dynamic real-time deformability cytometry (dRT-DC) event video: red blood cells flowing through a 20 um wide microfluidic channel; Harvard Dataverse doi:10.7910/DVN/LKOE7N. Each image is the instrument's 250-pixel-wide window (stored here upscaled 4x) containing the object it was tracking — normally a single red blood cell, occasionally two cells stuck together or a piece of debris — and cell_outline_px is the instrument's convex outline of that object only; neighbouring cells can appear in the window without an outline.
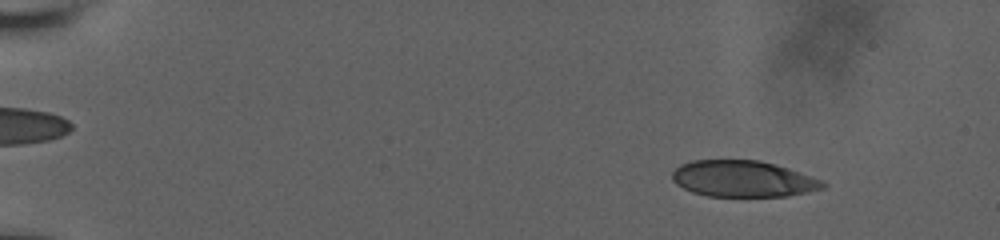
{"species": "human", "species_latin": "Homo sapiens", "temperature_condition": "room temperature", "stored_images_in_passage": 15, "camera_frame_rate_fps": 3000, "um_per_image_px": 0.085, "donor": {"sex": "male"}, "frame": {"image": 1, "passage_image": 3, "time_ms": 0.667, "image_size_px": [1000, 240], "cell_outline_px": [[828, 184], [824, 188], [808, 192], [788, 196], [708, 196], [692, 192], [676, 184], [672, 180], [672, 172], [680, 164], [692, 160], [760, 160], [776, 164], [824, 180]], "centroid_in_image_um": [63.18, 15.19], "position_along_channel_um": 21.8, "area_um2": 32.08}}
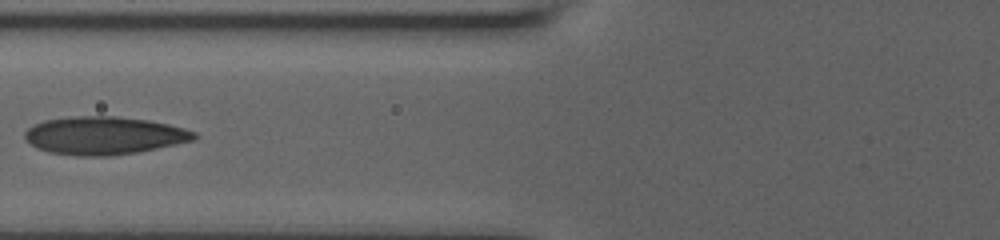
{"frame": {"image": 2, "passage_image": 12, "time_ms": 3.667, "image_size_px": [1000, 240], "cell_outline_px": [[196, 136], [192, 140], [156, 148], [136, 152], [108, 156], [80, 156], [48, 152], [36, 148], [24, 136], [24, 132], [32, 124], [44, 120], [72, 116], [116, 116], [148, 120], [168, 124], [184, 128], [196, 132]], "centroid_in_image_um": [8.8, 11.51], "position_along_channel_um": 117.0, "area_um2": 37.28}}
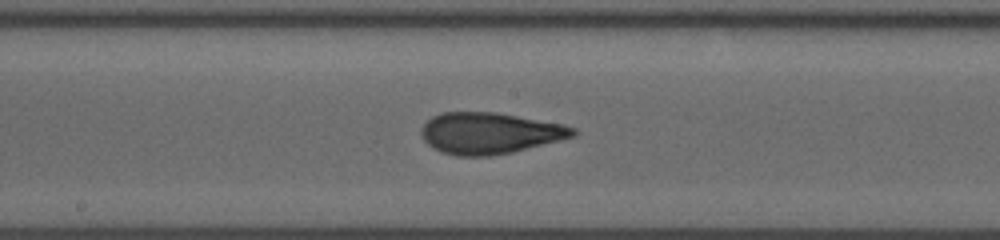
{"frame": {"image": 3, "passage_image": 15, "time_ms": 4.667, "image_size_px": [1000, 240], "cell_outline_px": [[576, 136], [512, 152], [488, 156], [456, 156], [440, 152], [432, 148], [424, 140], [420, 132], [420, 128], [432, 116], [440, 112], [496, 112], [564, 124], [576, 128]], "centroid_in_image_um": [41.6, 11.32], "position_along_channel_um": 206.6, "area_um2": 36.7}}